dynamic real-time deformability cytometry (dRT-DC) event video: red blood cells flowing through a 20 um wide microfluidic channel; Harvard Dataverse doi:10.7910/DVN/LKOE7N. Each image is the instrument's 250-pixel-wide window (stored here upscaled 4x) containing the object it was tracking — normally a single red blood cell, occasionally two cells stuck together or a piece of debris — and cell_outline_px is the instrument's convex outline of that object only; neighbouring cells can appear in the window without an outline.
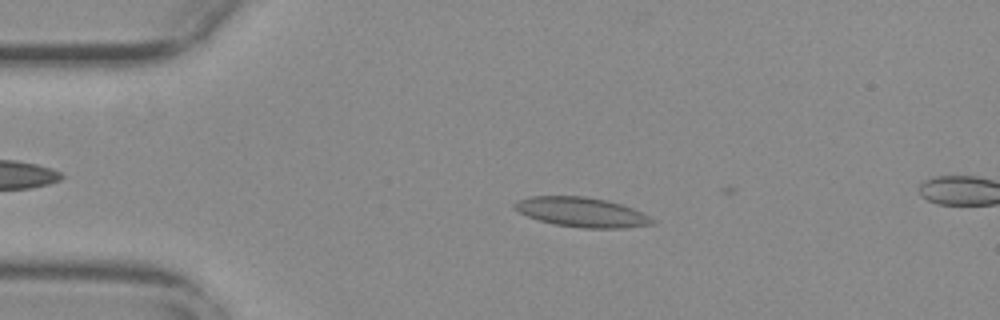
{"species": "common noctule bat (a hibernating species)", "species_latin": "Nyctalus noctula", "temperature_condition": "warm", "stored_images_in_passage": 14, "camera_frame_rate_fps": 3000, "um_per_image_px": 0.085, "animal": {"sex": "female", "body_mass_g": 29.2, "forearm_length_mm": 56.3}, "frame": {"image": 1, "passage_image": 11, "time_ms": 3.333, "image_size_px": [1000, 320], "cell_outline_px": [[656, 224], [624, 228], [580, 228], [552, 224], [528, 216], [512, 208], [512, 204], [516, 200], [528, 196], [588, 196], [608, 200], [632, 208], [656, 220]], "centroid_in_image_um": [49.42, 18.03], "position_along_channel_um": 35.6, "area_um2": 24.04}}